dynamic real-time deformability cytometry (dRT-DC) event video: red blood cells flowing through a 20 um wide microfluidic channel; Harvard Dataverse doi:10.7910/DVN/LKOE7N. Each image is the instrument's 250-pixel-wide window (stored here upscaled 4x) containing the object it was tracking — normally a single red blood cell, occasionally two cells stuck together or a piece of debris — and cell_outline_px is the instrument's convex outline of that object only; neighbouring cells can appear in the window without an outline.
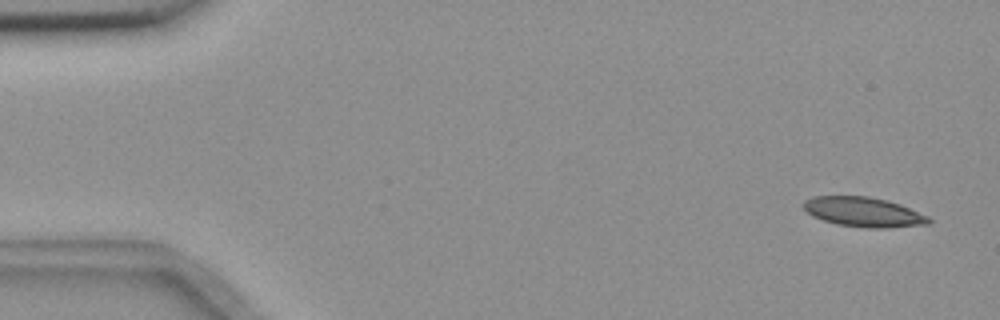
{"species": "common noctule bat (a hibernating species)", "species_latin": "Nyctalus noctula", "temperature_condition": "room temperature", "stored_images_in_passage": 6, "camera_frame_rate_fps": 3000, "um_per_image_px": 0.085, "animal": {"sex": "female", "body_mass_g": 18.4}, "frame": {"image": 1, "passage_image": 1, "time_ms": 0.0, "image_size_px": [1000, 320], "cell_outline_px": [[932, 224], [888, 228], [868, 228], [836, 224], [812, 216], [800, 204], [804, 200], [812, 196], [868, 196], [900, 204], [928, 216], [932, 220]], "centroid_in_image_um": [73.4, 18.02], "position_along_channel_um": 11.6, "area_um2": 21.79}}
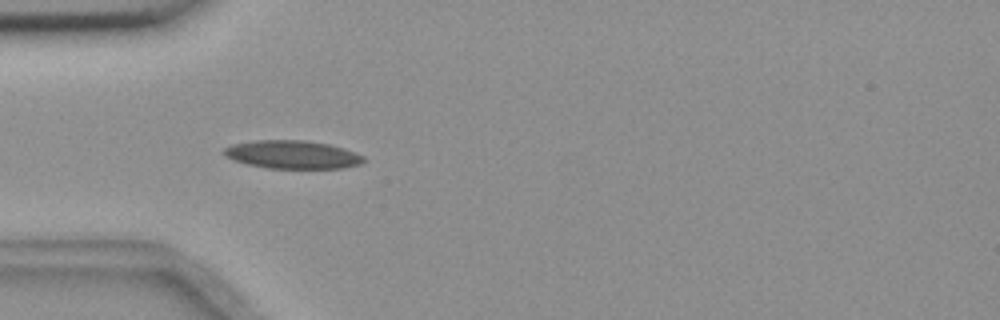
{"frame": {"image": 2, "passage_image": 5, "time_ms": 1.333, "image_size_px": [1000, 320], "cell_outline_px": [[364, 160], [360, 164], [344, 168], [268, 168], [248, 164], [232, 160], [224, 156], [220, 152], [224, 148], [232, 144], [256, 140], [304, 140], [328, 144], [344, 148], [364, 156]], "centroid_in_image_um": [24.81, 13.13], "position_along_channel_um": 60.2, "area_um2": 23.0}}